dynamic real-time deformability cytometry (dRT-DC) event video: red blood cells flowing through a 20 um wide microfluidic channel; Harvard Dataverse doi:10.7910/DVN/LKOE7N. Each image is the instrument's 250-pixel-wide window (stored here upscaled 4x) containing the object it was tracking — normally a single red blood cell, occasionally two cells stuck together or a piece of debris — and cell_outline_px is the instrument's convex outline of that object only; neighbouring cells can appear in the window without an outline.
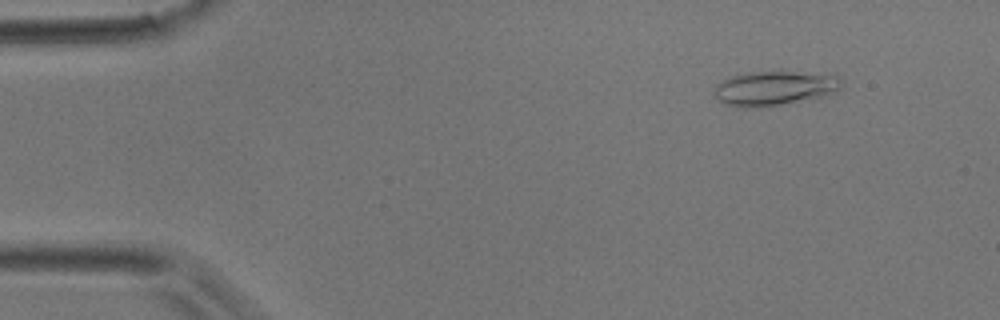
{"species": "common noctule bat (a hibernating species)", "species_latin": "Nyctalus noctula", "temperature_condition": "room temperature", "stored_images_in_passage": 5, "camera_frame_rate_fps": 3000, "um_per_image_px": 0.085, "animal": {"sex": "male", "body_mass_g": 17.9}, "frame": {"image": 1, "passage_image": 2, "time_ms": 0.333, "image_size_px": [1000, 320], "cell_outline_px": [[844, 84], [840, 88], [820, 96], [780, 104], [744, 108], [740, 108], [724, 104], [712, 92], [716, 84], [728, 76], [748, 72], [792, 72], [840, 76]], "centroid_in_image_um": [65.73, 7.49], "position_along_channel_um": 19.3, "area_um2": 25.09}}
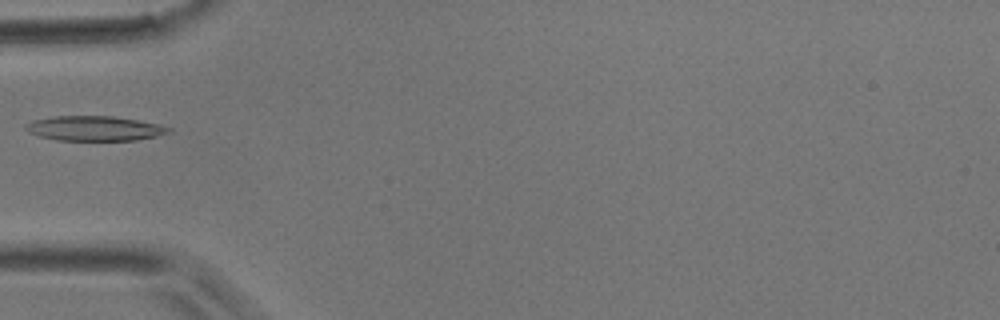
{"frame": {"image": 2, "passage_image": 5, "time_ms": 1.333, "image_size_px": [1000, 320], "cell_outline_px": [[172, 132], [156, 136], [136, 140], [56, 140], [40, 136], [28, 132], [24, 128], [24, 124], [32, 120], [56, 116], [112, 116], [136, 120], [156, 124], [172, 128]], "centroid_in_image_um": [8.0, 10.91], "position_along_channel_um": 77.0, "area_um2": 20.58}}